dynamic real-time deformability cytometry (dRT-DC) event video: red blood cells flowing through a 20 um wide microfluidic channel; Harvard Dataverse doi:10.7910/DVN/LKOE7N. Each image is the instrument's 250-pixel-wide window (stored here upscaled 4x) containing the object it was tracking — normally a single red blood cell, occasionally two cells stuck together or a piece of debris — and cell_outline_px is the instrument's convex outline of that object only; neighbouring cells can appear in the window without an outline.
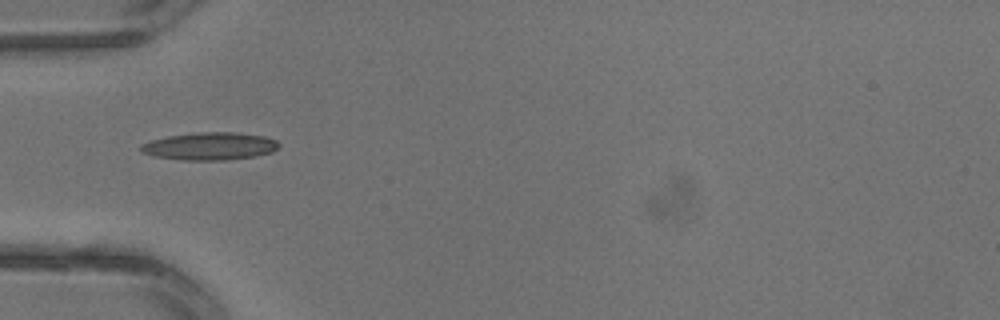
{"species": "common noctule bat (a hibernating species)", "species_latin": "Nyctalus noctula", "temperature_condition": "warm", "stored_images_in_passage": 3, "camera_frame_rate_fps": 3000, "um_per_image_px": 0.085, "animal": {"sex": "male", "body_mass_g": 13.3}, "frame": {"image": 1, "passage_image": 3, "time_ms": 0.667, "image_size_px": [1000, 320], "cell_outline_px": [[280, 144], [272, 152], [256, 156], [228, 160], [180, 160], [152, 156], [144, 152], [140, 148], [140, 144], [152, 140], [168, 136], [196, 132], [236, 132], [264, 136], [276, 140]], "centroid_in_image_um": [17.84, 12.43], "position_along_channel_um": 67.2, "area_um2": 22.31}}